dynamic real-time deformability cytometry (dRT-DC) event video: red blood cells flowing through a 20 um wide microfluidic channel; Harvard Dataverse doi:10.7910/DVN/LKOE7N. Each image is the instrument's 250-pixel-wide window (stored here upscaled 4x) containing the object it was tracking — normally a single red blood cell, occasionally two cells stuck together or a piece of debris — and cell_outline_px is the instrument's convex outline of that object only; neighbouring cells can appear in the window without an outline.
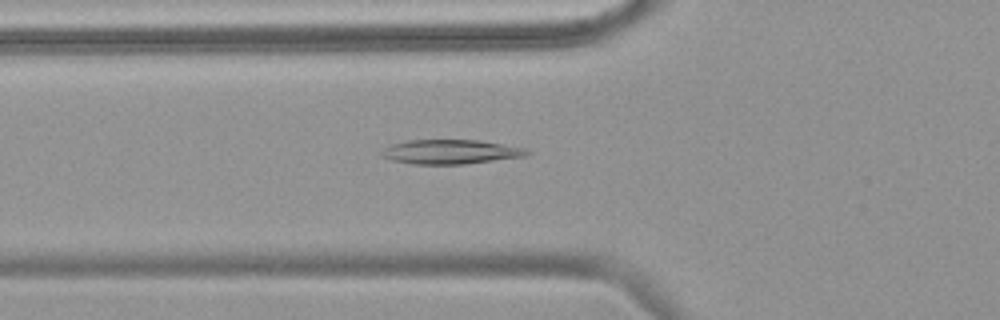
{"species": "common noctule bat (a hibernating species)", "species_latin": "Nyctalus noctula", "temperature_condition": "warm", "stored_images_in_passage": 54, "camera_frame_rate_fps": 3000, "um_per_image_px": 0.085, "animal": {"sex": "female", "body_mass_g": 18.4}, "frame": {"image": 1, "passage_image": 20, "time_ms": 6.333, "image_size_px": [1000, 320], "cell_outline_px": [[532, 152], [524, 156], [464, 164], [412, 164], [392, 160], [380, 156], [380, 152], [384, 148], [392, 144], [408, 140], [476, 140], [528, 148]], "centroid_in_image_um": [38.28, 12.9], "position_along_channel_um": 87.5, "area_um2": 20.58}}
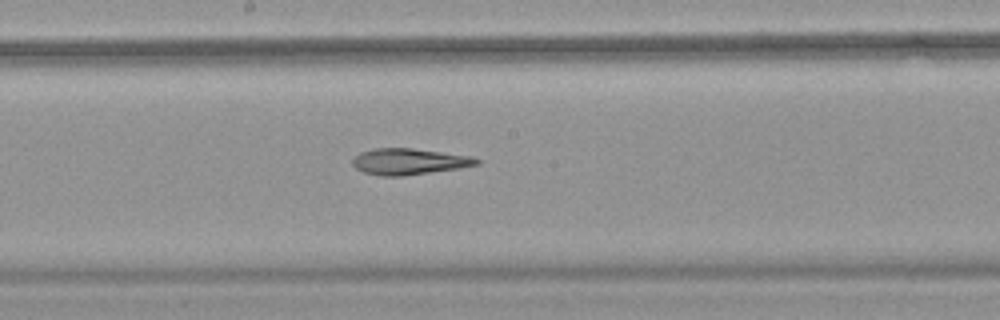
{"frame": {"image": 2, "passage_image": 30, "time_ms": 9.667, "image_size_px": [1000, 320], "cell_outline_px": [[480, 164], [460, 168], [400, 176], [380, 176], [364, 172], [356, 168], [352, 164], [352, 160], [360, 152], [372, 148], [412, 148], [472, 156], [480, 160]], "centroid_in_image_um": [34.76, 13.72], "position_along_channel_um": 213.4, "area_um2": 18.9}}
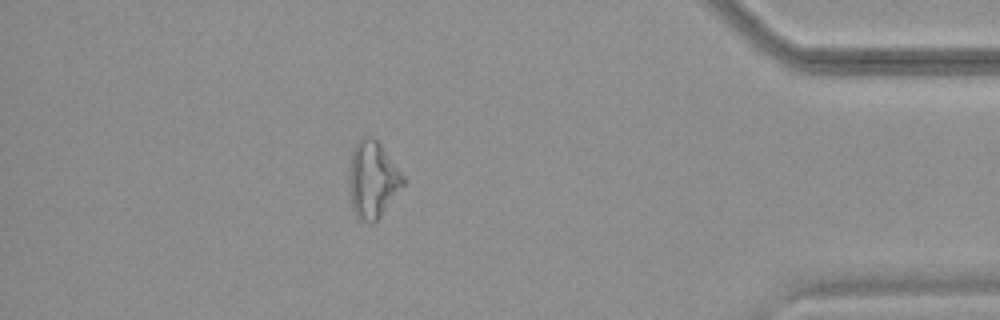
{"frame": {"image": 3, "passage_image": 48, "time_ms": 15.667, "image_size_px": [1000, 320], "cell_outline_px": [[408, 180], [380, 216], [372, 224], [368, 224], [356, 216], [352, 208], [348, 192], [348, 168], [352, 148], [360, 140], [368, 136], [372, 136], [380, 144]], "centroid_in_image_um": [31.65, 15.28], "position_along_channel_um": 403.5, "area_um2": 24.57}, "authors_computed_cell_mechanics": {"area_um2": 22.5998, "velocity_mm_per_s": 3.7683, "shape_relaxation_time_tau1_ms": null, "shape_relaxation_time_tau2_ms": 10.7704, "deformation_change_tau1": null, "deformation_change_tau2": 0.2599}}